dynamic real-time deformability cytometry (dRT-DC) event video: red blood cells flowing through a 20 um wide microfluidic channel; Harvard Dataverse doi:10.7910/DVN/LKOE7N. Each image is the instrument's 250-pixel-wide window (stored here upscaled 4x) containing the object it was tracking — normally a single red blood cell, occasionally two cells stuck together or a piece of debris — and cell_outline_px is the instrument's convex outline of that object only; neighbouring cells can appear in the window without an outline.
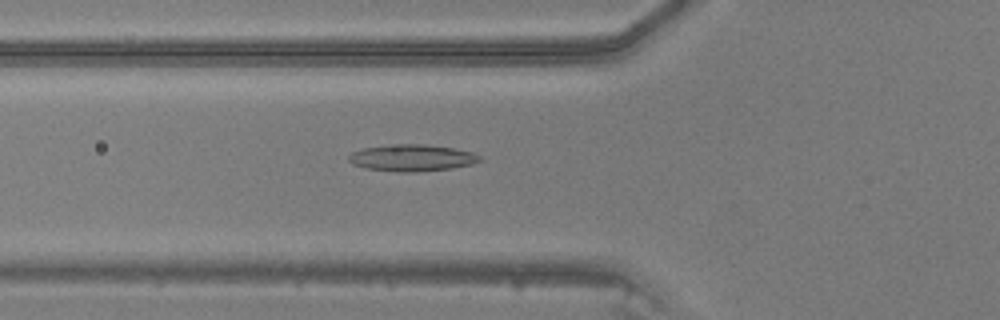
{"species": "common noctule bat (a hibernating species)", "species_latin": "Nyctalus noctula", "temperature_condition": "warm", "stored_images_in_passage": 47, "camera_frame_rate_fps": 3000, "um_per_image_px": 0.085, "animal": {"sex": "male", "body_mass_g": 20.5, "forearm_length_mm": 52.5}, "frame": {"image": 1, "passage_image": 18, "time_ms": 5.667, "image_size_px": [1000, 320], "cell_outline_px": [[484, 160], [472, 164], [452, 168], [416, 172], [400, 172], [364, 168], [352, 164], [348, 160], [348, 156], [352, 152], [364, 148], [388, 144], [424, 144], [452, 148], [472, 152], [480, 156]], "centroid_in_image_um": [35.01, 13.42], "position_along_channel_um": 90.8, "area_um2": 20.52}}
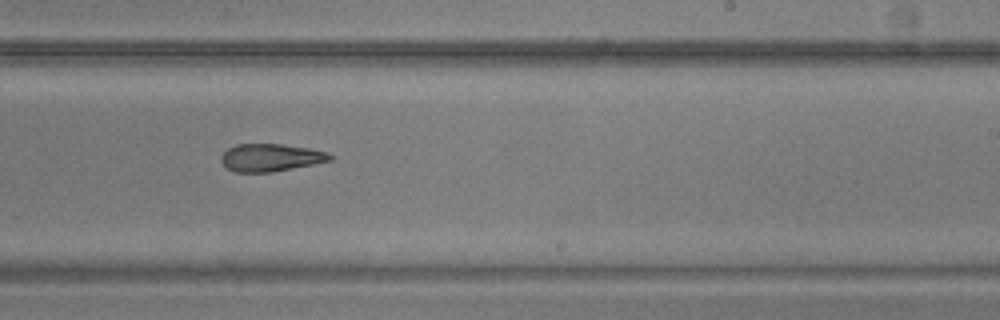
{"frame": {"image": 2, "passage_image": 30, "time_ms": 9.667, "image_size_px": [1000, 320], "cell_outline_px": [[332, 160], [272, 172], [236, 172], [228, 168], [220, 160], [220, 156], [228, 148], [236, 144], [280, 144], [308, 148], [328, 152], [332, 156]], "centroid_in_image_um": [22.99, 13.39], "position_along_channel_um": 266.0, "area_um2": 17.34}}
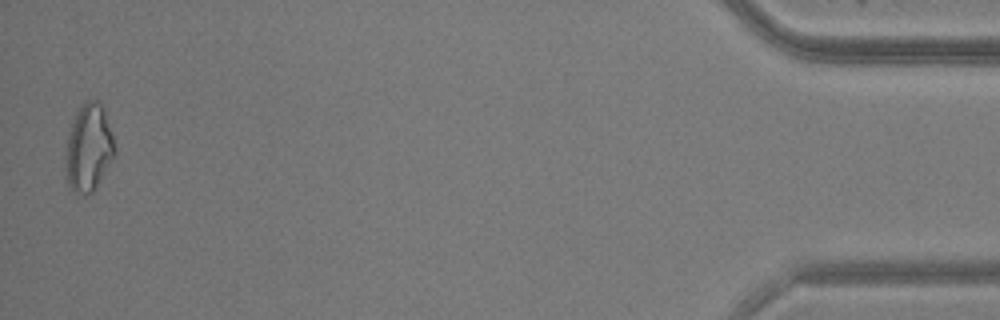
{"frame": {"image": 3, "passage_image": 47, "time_ms": 15.333, "image_size_px": [1000, 320], "cell_outline_px": [[116, 152], [92, 192], [84, 196], [72, 192], [68, 184], [64, 164], [64, 156], [68, 136], [76, 112], [80, 104], [88, 100], [96, 100], [104, 108], [116, 148]], "centroid_in_image_um": [7.51, 12.58], "position_along_channel_um": 427.7, "area_um2": 25.03}}